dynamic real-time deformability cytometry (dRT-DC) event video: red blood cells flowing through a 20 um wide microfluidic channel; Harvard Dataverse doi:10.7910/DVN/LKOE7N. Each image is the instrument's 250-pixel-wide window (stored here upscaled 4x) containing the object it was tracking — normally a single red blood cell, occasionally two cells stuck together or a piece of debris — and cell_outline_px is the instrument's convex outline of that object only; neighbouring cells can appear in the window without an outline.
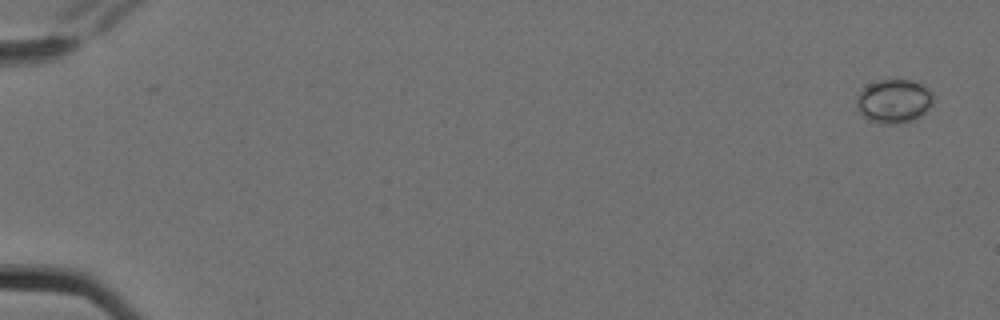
{"species": "Egyptian fruit bat (a non-hibernating species)", "species_latin": "Rousettus aegyptiacus", "temperature_condition": "cold", "stored_images_in_passage": 5, "camera_frame_rate_fps": 3000, "um_per_image_px": 0.085, "animal": {"sex": "female"}, "frame": {"image": 1, "passage_image": 1, "time_ms": 0.0, "image_size_px": [1000, 320], "cell_outline_px": [[932, 104], [920, 116], [908, 120], [892, 124], [888, 124], [868, 120], [860, 112], [856, 104], [856, 96], [868, 84], [880, 80], [912, 80], [928, 88], [932, 92]], "centroid_in_image_um": [75.96, 8.58], "position_along_channel_um": 9.0, "area_um2": 19.19}}
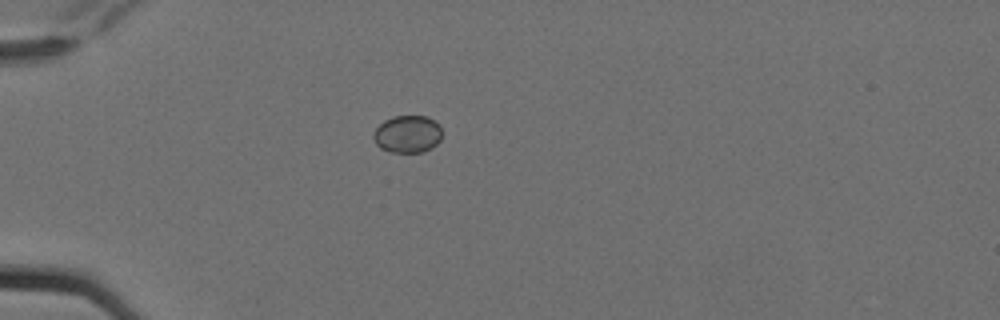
{"frame": {"image": 2, "passage_image": 5, "time_ms": 1.333, "image_size_px": [1000, 320], "cell_outline_px": [[440, 140], [432, 148], [424, 152], [392, 152], [380, 148], [376, 144], [372, 136], [376, 128], [384, 120], [392, 116], [428, 116], [440, 124]], "centroid_in_image_um": [34.63, 11.39], "position_along_channel_um": 50.4, "area_um2": 15.03}}